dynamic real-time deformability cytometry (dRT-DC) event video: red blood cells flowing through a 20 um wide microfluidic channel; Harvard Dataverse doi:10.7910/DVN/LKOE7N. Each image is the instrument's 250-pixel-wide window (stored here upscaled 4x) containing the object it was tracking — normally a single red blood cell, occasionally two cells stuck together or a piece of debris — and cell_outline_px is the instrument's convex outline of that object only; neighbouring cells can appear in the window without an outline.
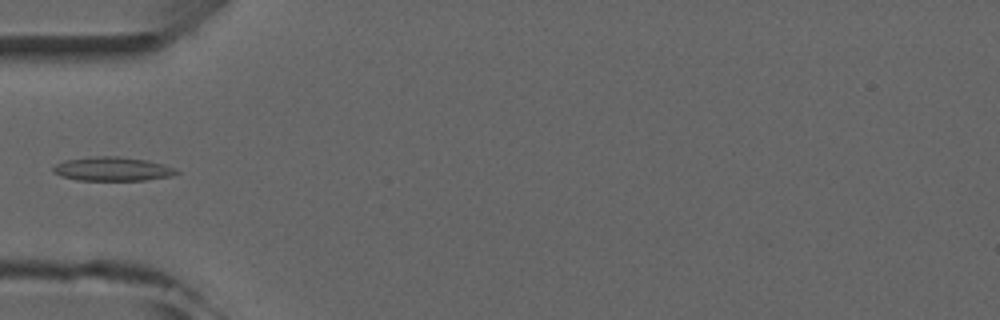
{"species": "common noctule bat (a hibernating species)", "species_latin": "Nyctalus noctula", "temperature_condition": "room temperature", "stored_images_in_passage": 5, "camera_frame_rate_fps": 3000, "um_per_image_px": 0.085, "animal": {"sex": "male", "forearm_length_mm": 52.5}, "frame": {"image": 1, "passage_image": 4, "time_ms": 4.333, "image_size_px": [1000, 320], "cell_outline_px": [[180, 172], [168, 176], [144, 180], [76, 180], [60, 176], [52, 172], [52, 168], [56, 164], [64, 160], [96, 156], [120, 156], [148, 160], [172, 168]], "centroid_in_image_um": [9.47, 14.36], "position_along_channel_um": 75.5, "area_um2": 17.05}}
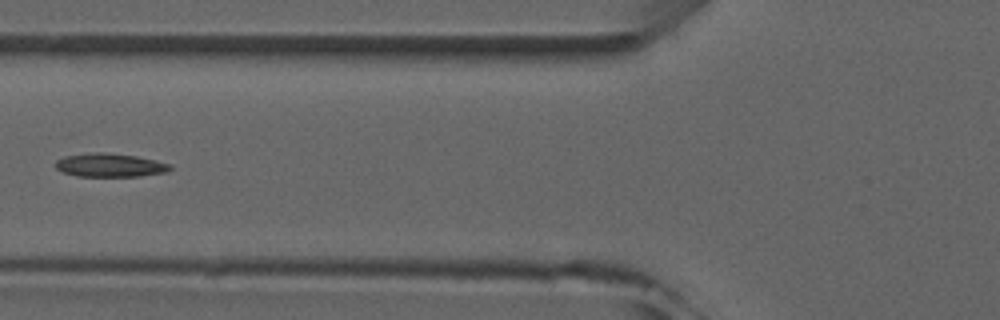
{"frame": {"image": 2, "passage_image": 5, "time_ms": 5.333, "image_size_px": [1000, 320], "cell_outline_px": [[172, 168], [168, 172], [140, 176], [76, 176], [64, 172], [56, 168], [56, 160], [64, 156], [96, 152], [104, 152], [136, 156], [156, 160], [172, 164]], "centroid_in_image_um": [9.39, 14.04], "position_along_channel_um": 116.4, "area_um2": 15.72}}